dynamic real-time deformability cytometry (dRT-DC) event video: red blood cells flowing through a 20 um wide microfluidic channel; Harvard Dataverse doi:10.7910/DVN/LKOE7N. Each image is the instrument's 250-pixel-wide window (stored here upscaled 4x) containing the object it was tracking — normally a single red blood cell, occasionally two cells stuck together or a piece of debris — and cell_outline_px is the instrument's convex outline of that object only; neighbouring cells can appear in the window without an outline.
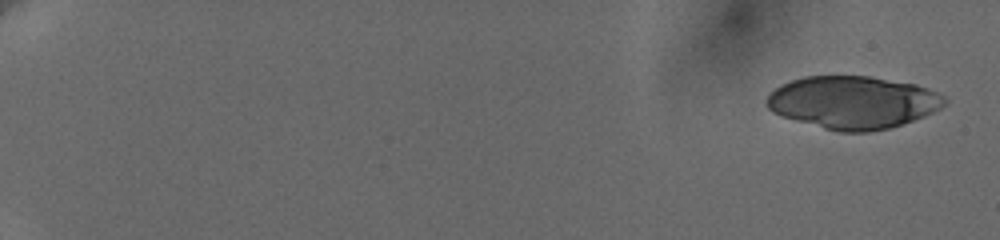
{"species": "human", "species_latin": "Homo sapiens", "temperature_condition": "cold", "stored_images_in_passage": 13, "camera_frame_rate_fps": 3000, "um_per_image_px": 0.085, "donor": {"sex": "female"}, "frame": {"image": 1, "passage_image": 1, "time_ms": 0.0, "image_size_px": [1000, 240], "cell_outline_px": [[948, 100], [940, 108], [924, 116], [888, 128], [868, 132], [840, 132], [824, 128], [796, 120], [772, 112], [768, 108], [764, 100], [780, 84], [804, 76], [868, 76], [916, 84], [928, 88], [944, 96]], "centroid_in_image_um": [72.49, 8.69], "position_along_channel_um": 12.5, "area_um2": 54.27}}
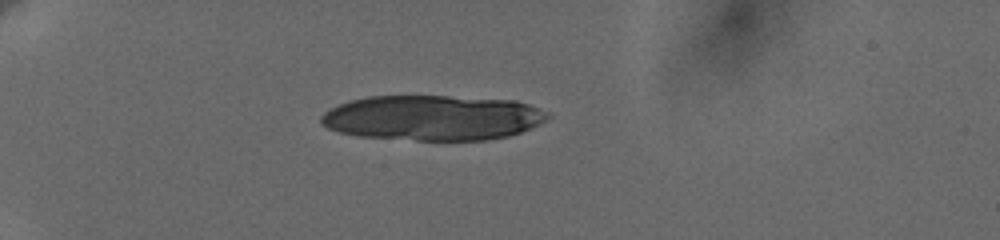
{"frame": {"image": 2, "passage_image": 8, "time_ms": 5.333, "image_size_px": [1000, 240], "cell_outline_px": [[552, 116], [540, 124], [520, 132], [508, 136], [488, 140], [416, 140], [356, 136], [340, 132], [328, 128], [320, 124], [320, 116], [324, 112], [340, 104], [352, 100], [368, 96], [448, 96], [516, 100], [528, 104], [548, 112]], "centroid_in_image_um": [36.79, 10.01], "position_along_channel_um": 48.2, "area_um2": 59.82}}
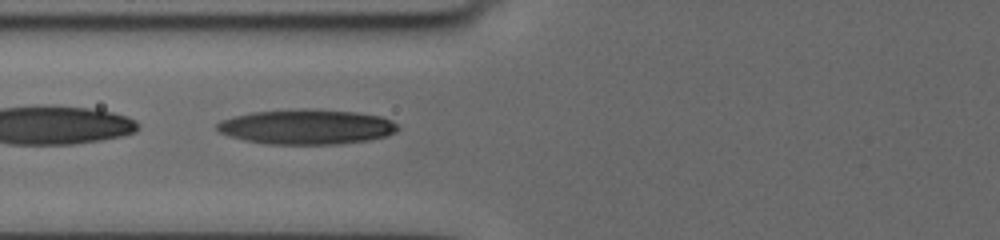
{"frame": {"image": 3, "passage_image": 12, "time_ms": 8.333, "image_size_px": [1000, 240], "cell_outline_px": [[400, 128], [396, 132], [384, 136], [368, 140], [336, 144], [268, 144], [244, 140], [228, 136], [220, 132], [216, 128], [216, 124], [220, 120], [232, 116], [252, 112], [304, 108], [308, 108], [356, 112], [380, 116], [396, 124]], "centroid_in_image_um": [26.01, 10.77], "position_along_channel_um": 99.8, "area_um2": 36.88}}